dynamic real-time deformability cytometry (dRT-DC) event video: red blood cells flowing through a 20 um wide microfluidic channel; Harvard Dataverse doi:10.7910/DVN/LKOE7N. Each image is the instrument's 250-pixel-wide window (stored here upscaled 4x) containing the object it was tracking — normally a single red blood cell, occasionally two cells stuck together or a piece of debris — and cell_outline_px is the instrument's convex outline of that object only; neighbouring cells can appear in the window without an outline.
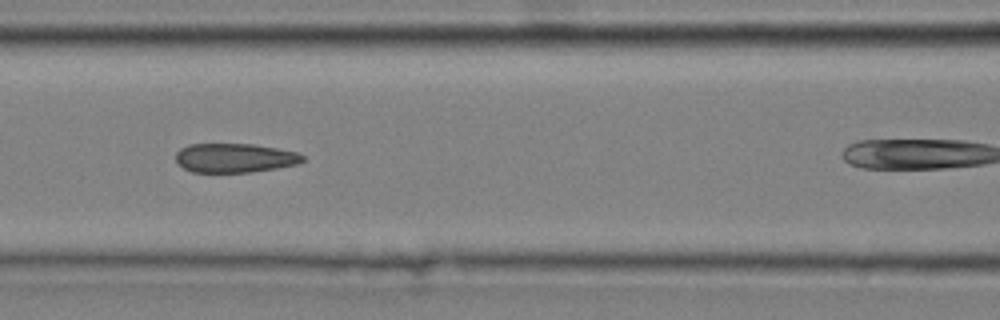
{"species": "common noctule bat (a hibernating species)", "species_latin": "Nyctalus noctula", "temperature_condition": "cold", "stored_images_in_passage": 7, "camera_frame_rate_fps": 3000, "um_per_image_px": 0.085, "animal": {"sex": "male", "body_mass_g": 20.4}, "frame": {"image": 1, "passage_image": 6, "time_ms": 1.667, "image_size_px": [1000, 320], "cell_outline_px": [[304, 160], [296, 164], [276, 168], [248, 172], [192, 172], [176, 164], [176, 152], [180, 148], [188, 144], [252, 144], [276, 148], [296, 152], [304, 156]], "centroid_in_image_um": [19.9, 13.42], "position_along_channel_um": 146.7, "area_um2": 21.5}}